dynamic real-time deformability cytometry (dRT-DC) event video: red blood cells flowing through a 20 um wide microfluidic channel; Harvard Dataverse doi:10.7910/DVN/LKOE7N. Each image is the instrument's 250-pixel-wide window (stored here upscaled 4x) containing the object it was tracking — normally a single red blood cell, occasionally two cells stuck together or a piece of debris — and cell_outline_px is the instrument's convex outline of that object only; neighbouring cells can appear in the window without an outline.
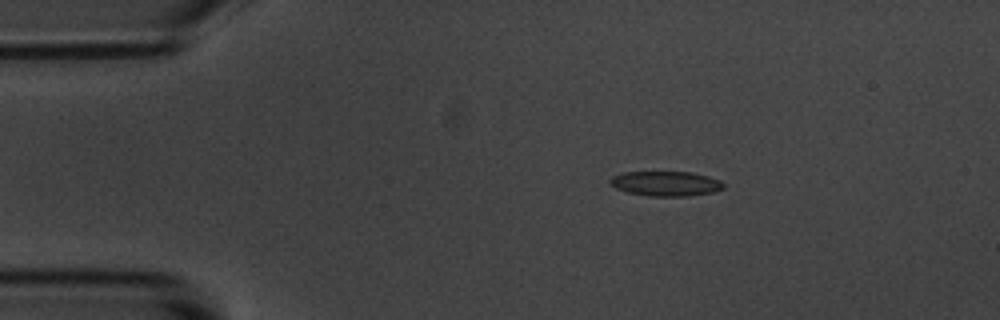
{"species": "common noctule bat (a hibernating species)", "species_latin": "Nyctalus noctula", "temperature_condition": "room temperature", "stored_images_in_passage": 6, "camera_frame_rate_fps": 3000, "um_per_image_px": 0.085, "animal": {"sex": "male", "body_mass_g": 20.1, "forearm_length_mm": 53.5}, "frame": {"image": 1, "passage_image": 3, "time_ms": 0.667, "image_size_px": [1000, 320], "cell_outline_px": [[724, 188], [712, 192], [688, 196], [648, 196], [628, 192], [616, 188], [608, 180], [612, 176], [624, 172], [692, 172], [708, 176], [720, 180], [724, 184]], "centroid_in_image_um": [56.6, 15.6], "position_along_channel_um": 28.4, "area_um2": 16.36}}
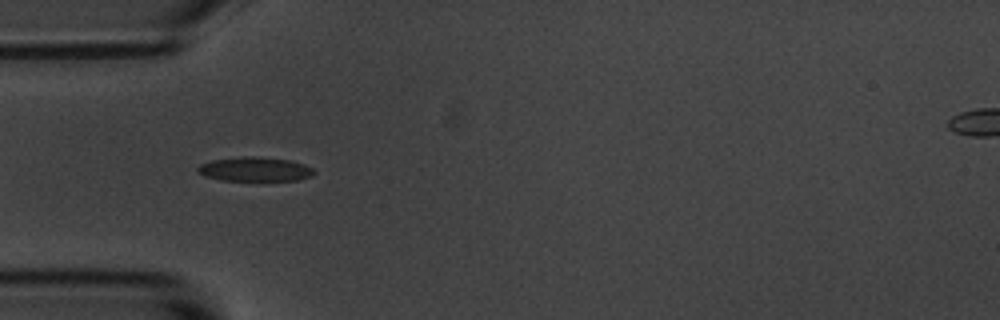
{"frame": {"image": 2, "passage_image": 5, "time_ms": 1.333, "image_size_px": [1000, 320], "cell_outline_px": [[316, 172], [312, 176], [296, 180], [220, 180], [204, 176], [196, 172], [196, 168], [200, 164], [212, 160], [240, 156], [256, 156], [292, 160], [304, 164], [312, 168]], "centroid_in_image_um": [21.64, 14.37], "position_along_channel_um": 63.4, "area_um2": 16.59}}